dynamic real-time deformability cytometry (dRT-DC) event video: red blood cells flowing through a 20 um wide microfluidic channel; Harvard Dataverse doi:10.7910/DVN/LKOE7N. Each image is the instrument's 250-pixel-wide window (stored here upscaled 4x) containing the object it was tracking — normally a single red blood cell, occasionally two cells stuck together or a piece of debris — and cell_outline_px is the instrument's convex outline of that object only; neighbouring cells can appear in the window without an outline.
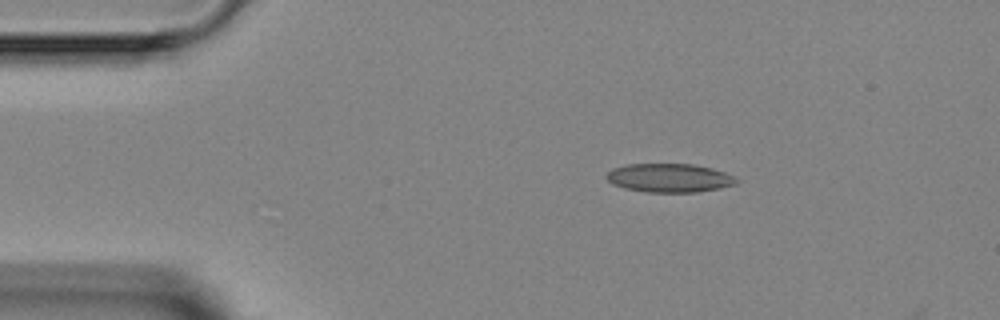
{"species": "Egyptian fruit bat (a non-hibernating species)", "species_latin": "Rousettus aegyptiacus", "temperature_condition": "room temperature", "stored_images_in_passage": 2, "camera_frame_rate_fps": 3000, "um_per_image_px": 0.085, "animal": {"sex": "female"}, "frame": {"image": 1, "passage_image": 1, "time_ms": 0.0, "image_size_px": [1000, 320], "cell_outline_px": [[740, 180], [736, 184], [720, 188], [700, 192], [644, 192], [624, 188], [612, 184], [604, 176], [612, 168], [624, 164], [692, 164], [712, 168], [724, 172]], "centroid_in_image_um": [56.87, 15.12], "position_along_channel_um": 28.1, "area_um2": 21.91}}